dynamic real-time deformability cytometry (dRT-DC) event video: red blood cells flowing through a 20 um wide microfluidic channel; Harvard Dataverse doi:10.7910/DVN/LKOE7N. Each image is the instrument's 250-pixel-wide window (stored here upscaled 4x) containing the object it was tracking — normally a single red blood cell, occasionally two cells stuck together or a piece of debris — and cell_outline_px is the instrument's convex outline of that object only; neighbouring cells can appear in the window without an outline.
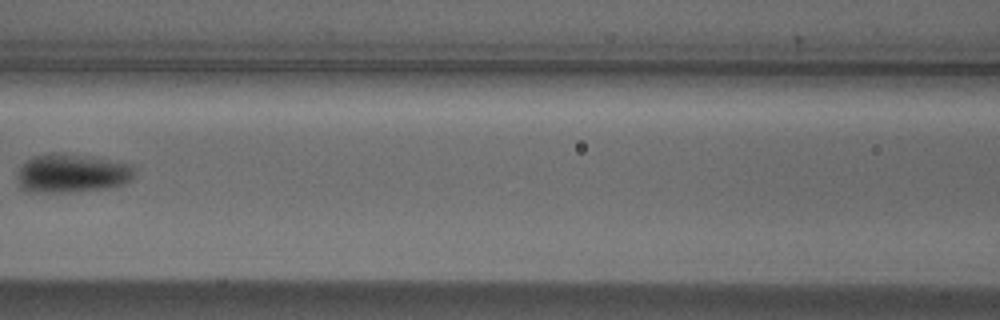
{"species": "Egyptian fruit bat (a non-hibernating species)", "species_latin": "Rousettus aegyptiacus", "temperature_condition": "cold", "stored_images_in_passage": 6, "camera_frame_rate_fps": 3000, "um_per_image_px": 0.085, "animal": {"sex": "male"}, "frame": {"image": 1, "passage_image": 6, "time_ms": 1.667, "image_size_px": [1000, 320], "cell_outline_px": [[136, 176], [124, 184], [108, 188], [72, 192], [28, 192], [20, 184], [16, 176], [20, 168], [28, 160], [36, 156], [52, 152], [56, 152], [132, 164], [136, 168]], "centroid_in_image_um": [6.16, 14.75], "position_along_channel_um": 160.4, "area_um2": 26.3}}